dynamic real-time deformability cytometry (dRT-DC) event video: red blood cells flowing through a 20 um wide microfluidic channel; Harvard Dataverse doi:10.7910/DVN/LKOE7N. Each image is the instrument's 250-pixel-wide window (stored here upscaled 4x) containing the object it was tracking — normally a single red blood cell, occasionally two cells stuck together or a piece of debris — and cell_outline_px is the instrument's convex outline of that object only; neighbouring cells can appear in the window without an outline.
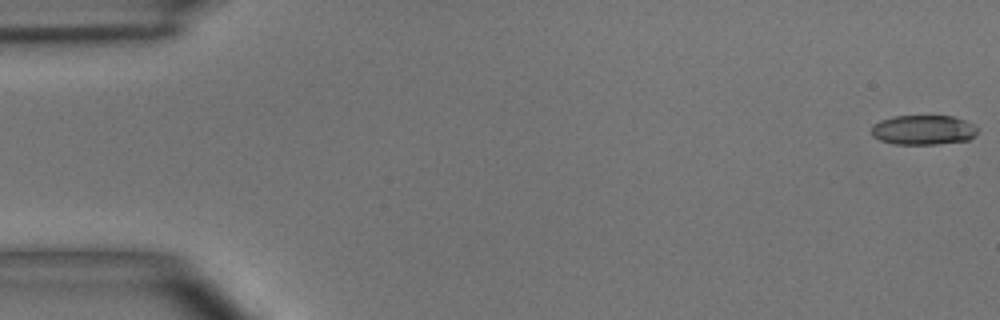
{"species": "common noctule bat (a hibernating species)", "species_latin": "Nyctalus noctula", "temperature_condition": "room temperature", "stored_images_in_passage": 5, "camera_frame_rate_fps": 3000, "um_per_image_px": 0.085, "animal": {"sex": "male", "body_mass_g": 15.6}, "frame": {"image": 1, "passage_image": 1, "time_ms": 0.0, "image_size_px": [1000, 320], "cell_outline_px": [[976, 132], [968, 140], [936, 144], [892, 144], [880, 140], [872, 136], [872, 124], [880, 120], [896, 116], [952, 116], [976, 124]], "centroid_in_image_um": [78.45, 11.04], "position_along_channel_um": 6.5, "area_um2": 18.32}}
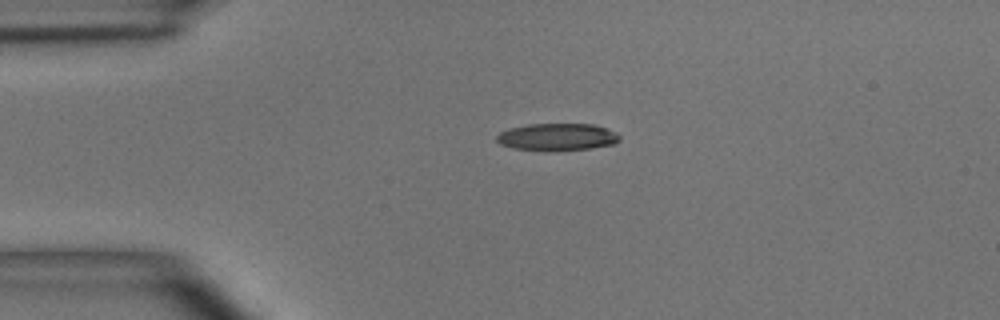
{"frame": {"image": 2, "passage_image": 4, "time_ms": 3.667, "image_size_px": [1000, 320], "cell_outline_px": [[620, 140], [616, 144], [592, 148], [548, 152], [512, 148], [500, 144], [496, 140], [496, 136], [500, 132], [508, 128], [528, 124], [596, 124], [608, 128], [616, 132], [620, 136]], "centroid_in_image_um": [47.38, 11.65], "position_along_channel_um": 37.6, "area_um2": 20.06}}